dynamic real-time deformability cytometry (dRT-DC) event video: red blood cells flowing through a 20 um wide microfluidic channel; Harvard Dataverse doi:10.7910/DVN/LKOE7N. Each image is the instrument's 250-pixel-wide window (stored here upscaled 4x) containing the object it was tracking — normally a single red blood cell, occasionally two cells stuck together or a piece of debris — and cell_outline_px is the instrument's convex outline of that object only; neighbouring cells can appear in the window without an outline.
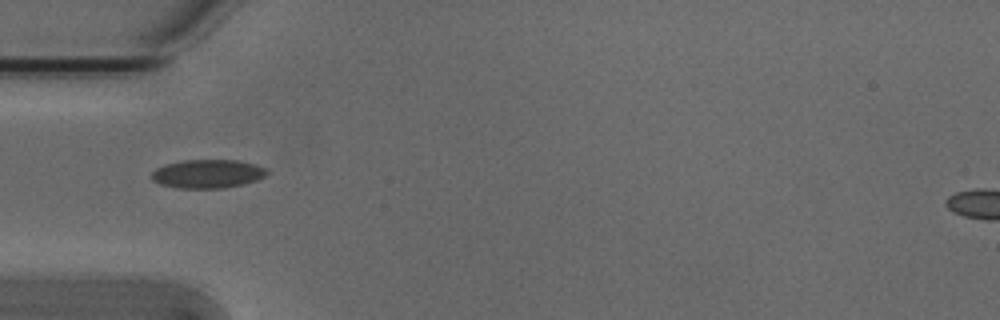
{"species": "Egyptian fruit bat (a non-hibernating species)", "species_latin": "Rousettus aegyptiacus", "temperature_condition": "cold", "stored_images_in_passage": 3, "camera_frame_rate_fps": 3000, "um_per_image_px": 0.085, "animal": {"sex": "male"}, "frame": {"image": 1, "passage_image": 1, "time_ms": 0.0, "image_size_px": [1000, 320], "cell_outline_px": [[268, 172], [264, 176], [256, 180], [224, 188], [176, 188], [160, 184], [152, 180], [152, 172], [156, 168], [164, 164], [184, 160], [236, 160], [256, 164], [268, 168]], "centroid_in_image_um": [17.63, 14.76], "position_along_channel_um": 67.4, "area_um2": 19.25}}
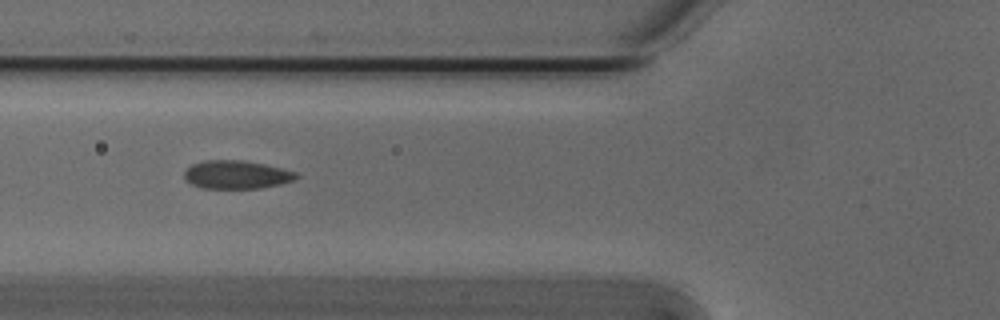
{"frame": {"image": 2, "passage_image": 2, "time_ms": 0.333, "image_size_px": [1000, 320], "cell_outline_px": [[300, 176], [292, 180], [280, 184], [260, 188], [200, 188], [192, 184], [184, 176], [184, 172], [192, 164], [204, 160], [244, 160], [264, 164], [296, 172]], "centroid_in_image_um": [20.1, 14.84], "position_along_channel_um": 105.7, "area_um2": 18.32}}